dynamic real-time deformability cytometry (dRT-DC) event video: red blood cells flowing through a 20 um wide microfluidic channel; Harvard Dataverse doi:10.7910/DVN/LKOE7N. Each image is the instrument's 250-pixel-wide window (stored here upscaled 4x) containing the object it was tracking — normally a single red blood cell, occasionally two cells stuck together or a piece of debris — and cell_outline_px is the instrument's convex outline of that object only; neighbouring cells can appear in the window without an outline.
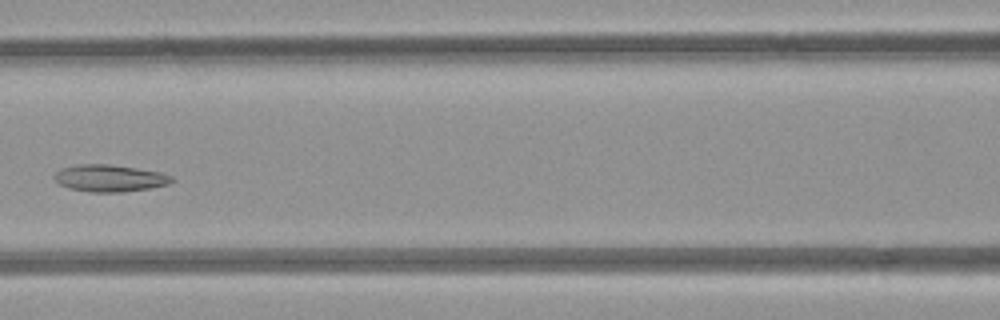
{"species": "common noctule bat (a hibernating species)", "species_latin": "Nyctalus noctula", "temperature_condition": "room temperature", "stored_images_in_passage": 7, "camera_frame_rate_fps": 3000, "um_per_image_px": 0.085, "animal": {"sex": "female", "body_mass_g": 21.9}, "frame": {"image": 1, "passage_image": 6, "time_ms": 6.0, "image_size_px": [1000, 320], "cell_outline_px": [[176, 180], [168, 184], [148, 188], [124, 192], [92, 192], [68, 188], [60, 184], [56, 180], [56, 172], [64, 168], [80, 164], [108, 164], [136, 168], [160, 172], [172, 176]], "centroid_in_image_um": [9.37, 15.15], "position_along_channel_um": 157.2, "area_um2": 18.21}}
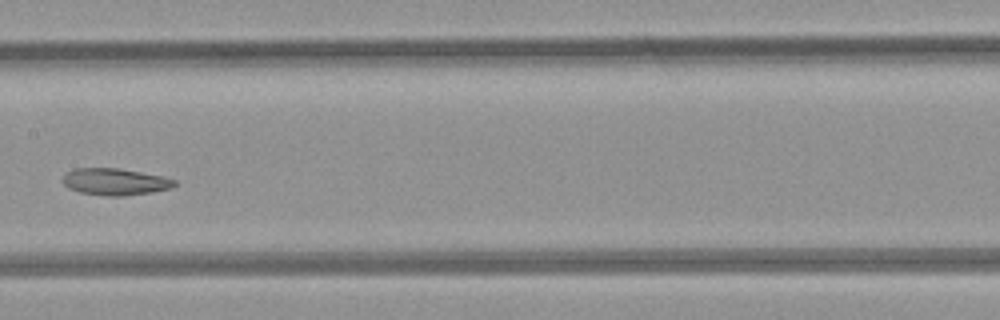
{"frame": {"image": 2, "passage_image": 7, "time_ms": 7.0, "image_size_px": [1000, 320], "cell_outline_px": [[176, 184], [172, 188], [152, 192], [124, 196], [108, 196], [80, 192], [68, 188], [60, 180], [64, 172], [72, 168], [116, 168], [164, 176], [176, 180]], "centroid_in_image_um": [9.74, 15.44], "position_along_channel_um": 197.7, "area_um2": 17.69}}